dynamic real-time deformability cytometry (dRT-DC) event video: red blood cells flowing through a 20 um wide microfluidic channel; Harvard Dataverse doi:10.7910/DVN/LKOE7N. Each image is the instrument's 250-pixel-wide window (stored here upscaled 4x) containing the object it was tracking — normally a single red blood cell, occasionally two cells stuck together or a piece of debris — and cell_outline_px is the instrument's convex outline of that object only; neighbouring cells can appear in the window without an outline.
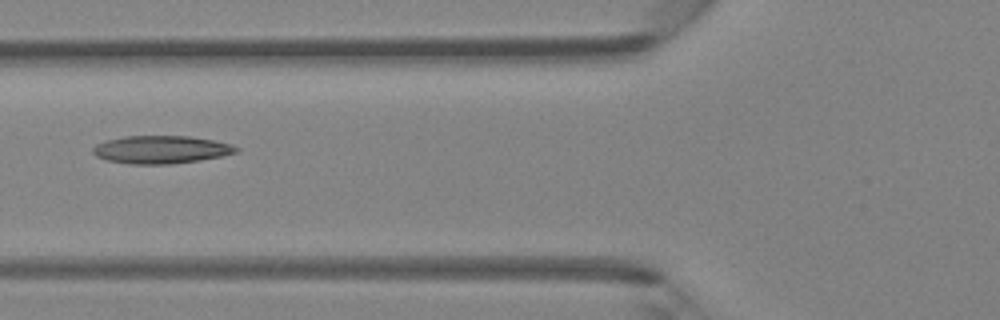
{"species": "Egyptian fruit bat (a non-hibernating species)", "species_latin": "Rousettus aegyptiacus", "temperature_condition": "room temperature", "stored_images_in_passage": 6, "camera_frame_rate_fps": 3000, "um_per_image_px": 0.085, "animal": {"sex": "female"}, "frame": {"image": 1, "passage_image": 6, "time_ms": 6.667, "image_size_px": [1000, 320], "cell_outline_px": [[240, 152], [200, 160], [168, 164], [132, 164], [108, 160], [96, 156], [92, 152], [92, 148], [96, 144], [108, 140], [124, 136], [188, 136], [212, 140], [232, 144], [240, 148]], "centroid_in_image_um": [13.71, 12.71], "position_along_channel_um": 112.1, "area_um2": 23.18}}